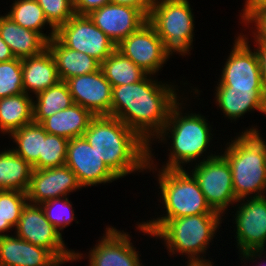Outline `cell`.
Masks as SVG:
<instances>
[{
  "instance_id": "obj_1",
  "label": "cell",
  "mask_w": 266,
  "mask_h": 266,
  "mask_svg": "<svg viewBox=\"0 0 266 266\" xmlns=\"http://www.w3.org/2000/svg\"><path fill=\"white\" fill-rule=\"evenodd\" d=\"M174 87L151 79L149 74L139 82L112 87L111 116L121 120L151 147L150 141L162 131L178 102Z\"/></svg>"
},
{
  "instance_id": "obj_2",
  "label": "cell",
  "mask_w": 266,
  "mask_h": 266,
  "mask_svg": "<svg viewBox=\"0 0 266 266\" xmlns=\"http://www.w3.org/2000/svg\"><path fill=\"white\" fill-rule=\"evenodd\" d=\"M83 137L118 178L139 170L157 171L152 147L118 118L94 116Z\"/></svg>"
},
{
  "instance_id": "obj_3",
  "label": "cell",
  "mask_w": 266,
  "mask_h": 266,
  "mask_svg": "<svg viewBox=\"0 0 266 266\" xmlns=\"http://www.w3.org/2000/svg\"><path fill=\"white\" fill-rule=\"evenodd\" d=\"M226 145L228 146L222 156L228 161L231 168L236 199L264 196L266 190V142L260 136L259 130L253 127L249 130L246 129Z\"/></svg>"
},
{
  "instance_id": "obj_4",
  "label": "cell",
  "mask_w": 266,
  "mask_h": 266,
  "mask_svg": "<svg viewBox=\"0 0 266 266\" xmlns=\"http://www.w3.org/2000/svg\"><path fill=\"white\" fill-rule=\"evenodd\" d=\"M186 169H160L159 189L166 214L138 223L137 229L150 236L169 219L204 213H219L207 203L196 179ZM165 215V216H164Z\"/></svg>"
},
{
  "instance_id": "obj_5",
  "label": "cell",
  "mask_w": 266,
  "mask_h": 266,
  "mask_svg": "<svg viewBox=\"0 0 266 266\" xmlns=\"http://www.w3.org/2000/svg\"><path fill=\"white\" fill-rule=\"evenodd\" d=\"M182 105L177 102L172 107L165 126L156 137V141L159 139L161 142L167 139L168 134L172 138L169 160L162 169H183V164L196 161L210 146L211 126L205 116L195 113L185 115L181 112L182 108L185 109Z\"/></svg>"
},
{
  "instance_id": "obj_6",
  "label": "cell",
  "mask_w": 266,
  "mask_h": 266,
  "mask_svg": "<svg viewBox=\"0 0 266 266\" xmlns=\"http://www.w3.org/2000/svg\"><path fill=\"white\" fill-rule=\"evenodd\" d=\"M222 214L204 213L167 220L154 234L164 240L169 253L187 255L188 260H203L211 240L222 223Z\"/></svg>"
},
{
  "instance_id": "obj_7",
  "label": "cell",
  "mask_w": 266,
  "mask_h": 266,
  "mask_svg": "<svg viewBox=\"0 0 266 266\" xmlns=\"http://www.w3.org/2000/svg\"><path fill=\"white\" fill-rule=\"evenodd\" d=\"M163 41L165 56L190 54L194 17L188 0H158L151 4L147 20Z\"/></svg>"
},
{
  "instance_id": "obj_8",
  "label": "cell",
  "mask_w": 266,
  "mask_h": 266,
  "mask_svg": "<svg viewBox=\"0 0 266 266\" xmlns=\"http://www.w3.org/2000/svg\"><path fill=\"white\" fill-rule=\"evenodd\" d=\"M190 172L214 211L224 214L230 204L238 201L233 190L230 165L222 155L208 154Z\"/></svg>"
},
{
  "instance_id": "obj_9",
  "label": "cell",
  "mask_w": 266,
  "mask_h": 266,
  "mask_svg": "<svg viewBox=\"0 0 266 266\" xmlns=\"http://www.w3.org/2000/svg\"><path fill=\"white\" fill-rule=\"evenodd\" d=\"M246 201H237L241 203L235 213V238L241 260L252 261L262 257L266 246V197H249Z\"/></svg>"
},
{
  "instance_id": "obj_10",
  "label": "cell",
  "mask_w": 266,
  "mask_h": 266,
  "mask_svg": "<svg viewBox=\"0 0 266 266\" xmlns=\"http://www.w3.org/2000/svg\"><path fill=\"white\" fill-rule=\"evenodd\" d=\"M55 37L64 46L90 55L100 64L117 46L88 15L75 14L56 29Z\"/></svg>"
},
{
  "instance_id": "obj_11",
  "label": "cell",
  "mask_w": 266,
  "mask_h": 266,
  "mask_svg": "<svg viewBox=\"0 0 266 266\" xmlns=\"http://www.w3.org/2000/svg\"><path fill=\"white\" fill-rule=\"evenodd\" d=\"M222 70L216 87L264 90L257 52L248 45L246 35L239 34Z\"/></svg>"
},
{
  "instance_id": "obj_12",
  "label": "cell",
  "mask_w": 266,
  "mask_h": 266,
  "mask_svg": "<svg viewBox=\"0 0 266 266\" xmlns=\"http://www.w3.org/2000/svg\"><path fill=\"white\" fill-rule=\"evenodd\" d=\"M15 231L19 238L50 250L58 259L75 252L65 247L62 233L48 221L41 205L27 203Z\"/></svg>"
},
{
  "instance_id": "obj_13",
  "label": "cell",
  "mask_w": 266,
  "mask_h": 266,
  "mask_svg": "<svg viewBox=\"0 0 266 266\" xmlns=\"http://www.w3.org/2000/svg\"><path fill=\"white\" fill-rule=\"evenodd\" d=\"M116 49L144 72L153 76L168 61L164 54L163 41L148 21L123 39Z\"/></svg>"
},
{
  "instance_id": "obj_14",
  "label": "cell",
  "mask_w": 266,
  "mask_h": 266,
  "mask_svg": "<svg viewBox=\"0 0 266 266\" xmlns=\"http://www.w3.org/2000/svg\"><path fill=\"white\" fill-rule=\"evenodd\" d=\"M65 165L75 173L82 187L118 180L83 136L68 141Z\"/></svg>"
},
{
  "instance_id": "obj_15",
  "label": "cell",
  "mask_w": 266,
  "mask_h": 266,
  "mask_svg": "<svg viewBox=\"0 0 266 266\" xmlns=\"http://www.w3.org/2000/svg\"><path fill=\"white\" fill-rule=\"evenodd\" d=\"M65 82L74 104L88 109L94 116H111L112 85L101 68L94 73L71 77Z\"/></svg>"
},
{
  "instance_id": "obj_16",
  "label": "cell",
  "mask_w": 266,
  "mask_h": 266,
  "mask_svg": "<svg viewBox=\"0 0 266 266\" xmlns=\"http://www.w3.org/2000/svg\"><path fill=\"white\" fill-rule=\"evenodd\" d=\"M83 188L75 173L66 165L47 169H34L27 189L30 204L40 205L46 201L67 197L68 193Z\"/></svg>"
},
{
  "instance_id": "obj_17",
  "label": "cell",
  "mask_w": 266,
  "mask_h": 266,
  "mask_svg": "<svg viewBox=\"0 0 266 266\" xmlns=\"http://www.w3.org/2000/svg\"><path fill=\"white\" fill-rule=\"evenodd\" d=\"M88 16L116 45L148 20L138 8L113 3L92 11Z\"/></svg>"
},
{
  "instance_id": "obj_18",
  "label": "cell",
  "mask_w": 266,
  "mask_h": 266,
  "mask_svg": "<svg viewBox=\"0 0 266 266\" xmlns=\"http://www.w3.org/2000/svg\"><path fill=\"white\" fill-rule=\"evenodd\" d=\"M105 235L89 251L88 266H142L128 233L107 227Z\"/></svg>"
},
{
  "instance_id": "obj_19",
  "label": "cell",
  "mask_w": 266,
  "mask_h": 266,
  "mask_svg": "<svg viewBox=\"0 0 266 266\" xmlns=\"http://www.w3.org/2000/svg\"><path fill=\"white\" fill-rule=\"evenodd\" d=\"M58 258L17 235L0 237V266H51Z\"/></svg>"
},
{
  "instance_id": "obj_20",
  "label": "cell",
  "mask_w": 266,
  "mask_h": 266,
  "mask_svg": "<svg viewBox=\"0 0 266 266\" xmlns=\"http://www.w3.org/2000/svg\"><path fill=\"white\" fill-rule=\"evenodd\" d=\"M60 81L56 63L49 49L22 59V82L24 93L35 96Z\"/></svg>"
},
{
  "instance_id": "obj_21",
  "label": "cell",
  "mask_w": 266,
  "mask_h": 266,
  "mask_svg": "<svg viewBox=\"0 0 266 266\" xmlns=\"http://www.w3.org/2000/svg\"><path fill=\"white\" fill-rule=\"evenodd\" d=\"M215 90L216 103L228 119L235 121L252 110L266 114L264 90H242L231 87H216Z\"/></svg>"
},
{
  "instance_id": "obj_22",
  "label": "cell",
  "mask_w": 266,
  "mask_h": 266,
  "mask_svg": "<svg viewBox=\"0 0 266 266\" xmlns=\"http://www.w3.org/2000/svg\"><path fill=\"white\" fill-rule=\"evenodd\" d=\"M0 37L15 58L38 55L47 49L48 41L38 32L21 27L9 16H0Z\"/></svg>"
},
{
  "instance_id": "obj_23",
  "label": "cell",
  "mask_w": 266,
  "mask_h": 266,
  "mask_svg": "<svg viewBox=\"0 0 266 266\" xmlns=\"http://www.w3.org/2000/svg\"><path fill=\"white\" fill-rule=\"evenodd\" d=\"M54 57L60 81L98 71L101 64L85 53L64 46L55 36L47 43Z\"/></svg>"
},
{
  "instance_id": "obj_24",
  "label": "cell",
  "mask_w": 266,
  "mask_h": 266,
  "mask_svg": "<svg viewBox=\"0 0 266 266\" xmlns=\"http://www.w3.org/2000/svg\"><path fill=\"white\" fill-rule=\"evenodd\" d=\"M94 115L79 104L60 110L46 118L41 125L49 134L64 137L68 140L82 137Z\"/></svg>"
},
{
  "instance_id": "obj_25",
  "label": "cell",
  "mask_w": 266,
  "mask_h": 266,
  "mask_svg": "<svg viewBox=\"0 0 266 266\" xmlns=\"http://www.w3.org/2000/svg\"><path fill=\"white\" fill-rule=\"evenodd\" d=\"M33 166L12 149L0 152V190L27 192Z\"/></svg>"
},
{
  "instance_id": "obj_26",
  "label": "cell",
  "mask_w": 266,
  "mask_h": 266,
  "mask_svg": "<svg viewBox=\"0 0 266 266\" xmlns=\"http://www.w3.org/2000/svg\"><path fill=\"white\" fill-rule=\"evenodd\" d=\"M33 122V97L21 93L0 99V131L10 134Z\"/></svg>"
},
{
  "instance_id": "obj_27",
  "label": "cell",
  "mask_w": 266,
  "mask_h": 266,
  "mask_svg": "<svg viewBox=\"0 0 266 266\" xmlns=\"http://www.w3.org/2000/svg\"><path fill=\"white\" fill-rule=\"evenodd\" d=\"M33 100V122L41 124L46 118L74 104L68 85L59 81L54 86L38 93Z\"/></svg>"
},
{
  "instance_id": "obj_28",
  "label": "cell",
  "mask_w": 266,
  "mask_h": 266,
  "mask_svg": "<svg viewBox=\"0 0 266 266\" xmlns=\"http://www.w3.org/2000/svg\"><path fill=\"white\" fill-rule=\"evenodd\" d=\"M100 68L112 87L139 82L147 75L117 49L101 63Z\"/></svg>"
},
{
  "instance_id": "obj_29",
  "label": "cell",
  "mask_w": 266,
  "mask_h": 266,
  "mask_svg": "<svg viewBox=\"0 0 266 266\" xmlns=\"http://www.w3.org/2000/svg\"><path fill=\"white\" fill-rule=\"evenodd\" d=\"M10 135L17 145L12 150L33 166L39 160V155H42L43 139L48 135L44 127L32 122L13 131Z\"/></svg>"
},
{
  "instance_id": "obj_30",
  "label": "cell",
  "mask_w": 266,
  "mask_h": 266,
  "mask_svg": "<svg viewBox=\"0 0 266 266\" xmlns=\"http://www.w3.org/2000/svg\"><path fill=\"white\" fill-rule=\"evenodd\" d=\"M10 12L6 14L21 27L40 33L47 41L55 36L56 29L46 19L43 9L36 0H15ZM49 24L48 36L42 33L43 27Z\"/></svg>"
},
{
  "instance_id": "obj_31",
  "label": "cell",
  "mask_w": 266,
  "mask_h": 266,
  "mask_svg": "<svg viewBox=\"0 0 266 266\" xmlns=\"http://www.w3.org/2000/svg\"><path fill=\"white\" fill-rule=\"evenodd\" d=\"M28 203L26 192L0 190V237L16 228L22 210Z\"/></svg>"
},
{
  "instance_id": "obj_32",
  "label": "cell",
  "mask_w": 266,
  "mask_h": 266,
  "mask_svg": "<svg viewBox=\"0 0 266 266\" xmlns=\"http://www.w3.org/2000/svg\"><path fill=\"white\" fill-rule=\"evenodd\" d=\"M68 139L49 134L43 139L42 155L33 165V169H47L65 165Z\"/></svg>"
},
{
  "instance_id": "obj_33",
  "label": "cell",
  "mask_w": 266,
  "mask_h": 266,
  "mask_svg": "<svg viewBox=\"0 0 266 266\" xmlns=\"http://www.w3.org/2000/svg\"><path fill=\"white\" fill-rule=\"evenodd\" d=\"M23 92L22 59L0 62V99Z\"/></svg>"
},
{
  "instance_id": "obj_34",
  "label": "cell",
  "mask_w": 266,
  "mask_h": 266,
  "mask_svg": "<svg viewBox=\"0 0 266 266\" xmlns=\"http://www.w3.org/2000/svg\"><path fill=\"white\" fill-rule=\"evenodd\" d=\"M48 221L60 232L74 220V210L68 197L55 198L40 204ZM59 205V206H58Z\"/></svg>"
},
{
  "instance_id": "obj_35",
  "label": "cell",
  "mask_w": 266,
  "mask_h": 266,
  "mask_svg": "<svg viewBox=\"0 0 266 266\" xmlns=\"http://www.w3.org/2000/svg\"><path fill=\"white\" fill-rule=\"evenodd\" d=\"M43 9L48 22L57 29L76 13L73 0H36Z\"/></svg>"
},
{
  "instance_id": "obj_36",
  "label": "cell",
  "mask_w": 266,
  "mask_h": 266,
  "mask_svg": "<svg viewBox=\"0 0 266 266\" xmlns=\"http://www.w3.org/2000/svg\"><path fill=\"white\" fill-rule=\"evenodd\" d=\"M244 24L255 23L253 37L256 44L266 45V10L252 13L244 22Z\"/></svg>"
},
{
  "instance_id": "obj_37",
  "label": "cell",
  "mask_w": 266,
  "mask_h": 266,
  "mask_svg": "<svg viewBox=\"0 0 266 266\" xmlns=\"http://www.w3.org/2000/svg\"><path fill=\"white\" fill-rule=\"evenodd\" d=\"M111 3L110 0H73V6L77 15H89L92 11Z\"/></svg>"
},
{
  "instance_id": "obj_38",
  "label": "cell",
  "mask_w": 266,
  "mask_h": 266,
  "mask_svg": "<svg viewBox=\"0 0 266 266\" xmlns=\"http://www.w3.org/2000/svg\"><path fill=\"white\" fill-rule=\"evenodd\" d=\"M266 10V0H246L245 6L241 13L242 21L244 22L252 13Z\"/></svg>"
},
{
  "instance_id": "obj_39",
  "label": "cell",
  "mask_w": 266,
  "mask_h": 266,
  "mask_svg": "<svg viewBox=\"0 0 266 266\" xmlns=\"http://www.w3.org/2000/svg\"><path fill=\"white\" fill-rule=\"evenodd\" d=\"M113 4L126 5L138 8L147 18L150 13L151 4L147 0H110Z\"/></svg>"
},
{
  "instance_id": "obj_40",
  "label": "cell",
  "mask_w": 266,
  "mask_h": 266,
  "mask_svg": "<svg viewBox=\"0 0 266 266\" xmlns=\"http://www.w3.org/2000/svg\"><path fill=\"white\" fill-rule=\"evenodd\" d=\"M258 45V46H257ZM257 57L259 61V67L262 76V84L266 95V45L256 44Z\"/></svg>"
},
{
  "instance_id": "obj_41",
  "label": "cell",
  "mask_w": 266,
  "mask_h": 266,
  "mask_svg": "<svg viewBox=\"0 0 266 266\" xmlns=\"http://www.w3.org/2000/svg\"><path fill=\"white\" fill-rule=\"evenodd\" d=\"M14 58L10 47L0 37V62H7Z\"/></svg>"
},
{
  "instance_id": "obj_42",
  "label": "cell",
  "mask_w": 266,
  "mask_h": 266,
  "mask_svg": "<svg viewBox=\"0 0 266 266\" xmlns=\"http://www.w3.org/2000/svg\"><path fill=\"white\" fill-rule=\"evenodd\" d=\"M83 254H80L79 252H74L73 254L65 257V258H61L58 259L56 262H54L51 266H61V264H65L66 262H72V261H76L82 258Z\"/></svg>"
},
{
  "instance_id": "obj_43",
  "label": "cell",
  "mask_w": 266,
  "mask_h": 266,
  "mask_svg": "<svg viewBox=\"0 0 266 266\" xmlns=\"http://www.w3.org/2000/svg\"><path fill=\"white\" fill-rule=\"evenodd\" d=\"M187 265L186 266H212L213 262H211L210 260L204 259L203 260H188V262H186Z\"/></svg>"
},
{
  "instance_id": "obj_44",
  "label": "cell",
  "mask_w": 266,
  "mask_h": 266,
  "mask_svg": "<svg viewBox=\"0 0 266 266\" xmlns=\"http://www.w3.org/2000/svg\"><path fill=\"white\" fill-rule=\"evenodd\" d=\"M150 4H152V3H154V2H156V1H158V0H147Z\"/></svg>"
},
{
  "instance_id": "obj_45",
  "label": "cell",
  "mask_w": 266,
  "mask_h": 266,
  "mask_svg": "<svg viewBox=\"0 0 266 266\" xmlns=\"http://www.w3.org/2000/svg\"><path fill=\"white\" fill-rule=\"evenodd\" d=\"M264 263H265V262H263V264H264ZM263 264L260 263L258 266H263ZM264 266H266V264H264Z\"/></svg>"
}]
</instances>
